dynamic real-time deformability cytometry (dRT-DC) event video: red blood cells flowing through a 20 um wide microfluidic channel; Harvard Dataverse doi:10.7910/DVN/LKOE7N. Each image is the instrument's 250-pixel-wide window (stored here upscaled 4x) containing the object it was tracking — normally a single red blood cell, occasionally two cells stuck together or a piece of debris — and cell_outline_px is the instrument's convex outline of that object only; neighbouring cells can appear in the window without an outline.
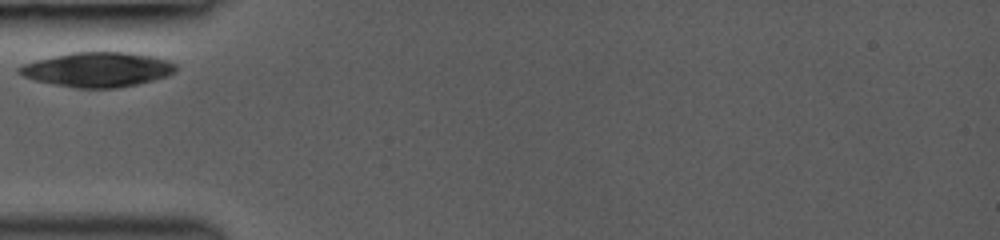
{"species": "common noctule bat (a hibernating species)", "species_latin": "Nyctalus noctula", "temperature_condition": "room temperature", "stored_images_in_passage": 25, "camera_frame_rate_fps": 3000, "um_per_image_px": 0.085, "animal": {"sex": "female", "body_mass_g": 19.0, "forearm_length_mm": 53.3}, "frame": {"image": 1, "passage_image": 1, "time_ms": 0.0, "image_size_px": [1000, 240], "cell_outline_px": [[176, 72], [168, 76], [136, 84], [116, 88], [76, 88], [32, 80], [16, 72], [16, 68], [24, 64], [36, 60], [72, 52], [124, 52], [152, 56], [168, 60], [176, 64]], "centroid_in_image_um": [8.28, 5.91], "position_along_channel_um": 76.7, "area_um2": 31.62}}
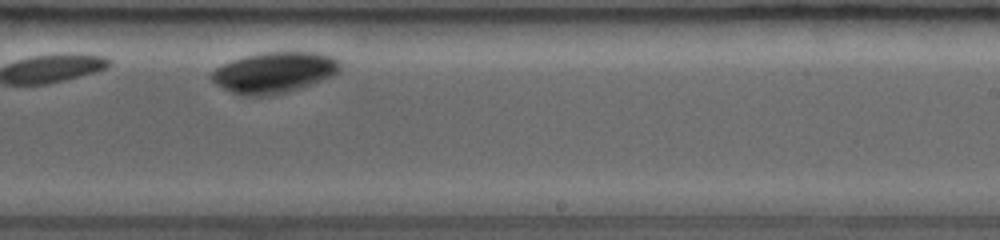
{"frame": {"image": 2, "passage_image": 12, "time_ms": 5.0, "image_size_px": [1000, 240], "cell_outline_px": [[340, 68], [332, 76], [312, 84], [288, 92], [268, 96], [240, 96], [216, 84], [212, 80], [212, 72], [216, 68], [232, 60], [244, 56], [264, 52], [320, 52], [332, 56], [340, 60]], "centroid_in_image_um": [23.33, 6.16], "position_along_channel_um": 265.7, "area_um2": 30.63}}